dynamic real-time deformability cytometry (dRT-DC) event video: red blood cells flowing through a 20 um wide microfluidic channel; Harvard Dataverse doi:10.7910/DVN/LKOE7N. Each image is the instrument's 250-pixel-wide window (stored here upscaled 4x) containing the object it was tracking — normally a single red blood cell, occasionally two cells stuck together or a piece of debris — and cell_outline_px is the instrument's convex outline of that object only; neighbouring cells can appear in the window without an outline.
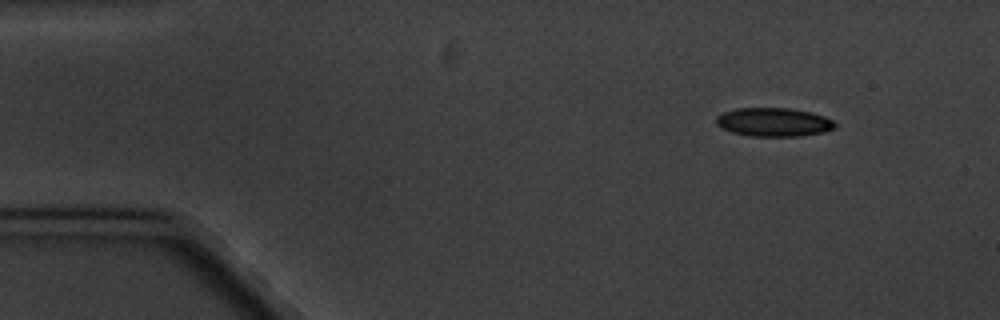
{"species": "common noctule bat (a hibernating species)", "species_latin": "Nyctalus noctula", "temperature_condition": "cold", "stored_images_in_passage": 2, "segment_of_instrument_passage": [2, 2], "camera_frame_rate_fps": 3000, "um_per_image_px": 0.085, "animal": {"sex": "male", "body_mass_g": 20.1, "forearm_length_mm": 53.5}, "frame": {"image": 1, "passage_image": 2, "time_ms": 2.333, "image_size_px": [1000, 320], "cell_outline_px": [[836, 128], [824, 132], [800, 136], [752, 136], [732, 132], [720, 128], [716, 124], [716, 116], [724, 112], [736, 108], [788, 108], [808, 112], [824, 116], [832, 120], [836, 124]], "centroid_in_image_um": [65.75, 10.38], "position_along_channel_um": 19.3, "area_um2": 19.83}}